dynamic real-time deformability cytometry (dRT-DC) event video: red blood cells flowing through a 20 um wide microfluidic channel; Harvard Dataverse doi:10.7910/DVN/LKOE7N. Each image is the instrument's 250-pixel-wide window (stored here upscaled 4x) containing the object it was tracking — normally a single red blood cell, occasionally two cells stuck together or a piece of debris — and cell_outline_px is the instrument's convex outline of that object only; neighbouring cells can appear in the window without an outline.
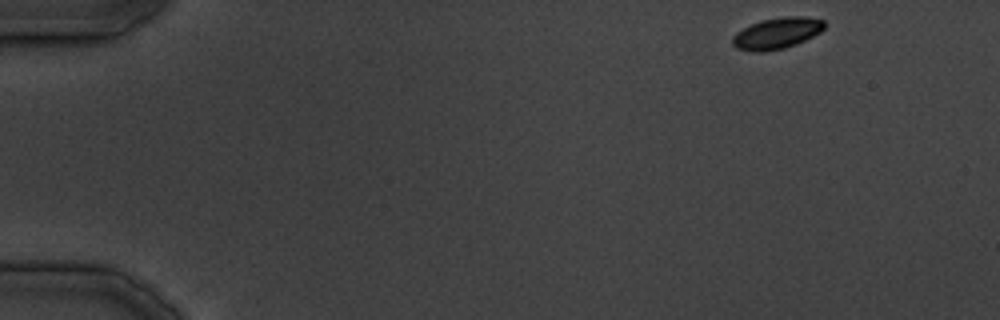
{"species": "common noctule bat (a hibernating species)", "species_latin": "Nyctalus noctula", "temperature_condition": "cold", "stored_images_in_passage": 12, "camera_frame_rate_fps": 3000, "um_per_image_px": 0.085, "animal": {"sex": "male", "body_mass_g": 19.5, "forearm_length_mm": 54.6}, "frame": {"image": 1, "passage_image": 1, "time_ms": 0.0, "image_size_px": [1000, 320], "cell_outline_px": [[824, 28], [820, 32], [796, 44], [784, 48], [764, 52], [752, 52], [736, 48], [732, 44], [732, 36], [736, 32], [752, 24], [764, 20], [784, 16], [804, 16], [824, 20]], "centroid_in_image_um": [66.02, 2.84], "position_along_channel_um": 19.0, "area_um2": 16.65}}